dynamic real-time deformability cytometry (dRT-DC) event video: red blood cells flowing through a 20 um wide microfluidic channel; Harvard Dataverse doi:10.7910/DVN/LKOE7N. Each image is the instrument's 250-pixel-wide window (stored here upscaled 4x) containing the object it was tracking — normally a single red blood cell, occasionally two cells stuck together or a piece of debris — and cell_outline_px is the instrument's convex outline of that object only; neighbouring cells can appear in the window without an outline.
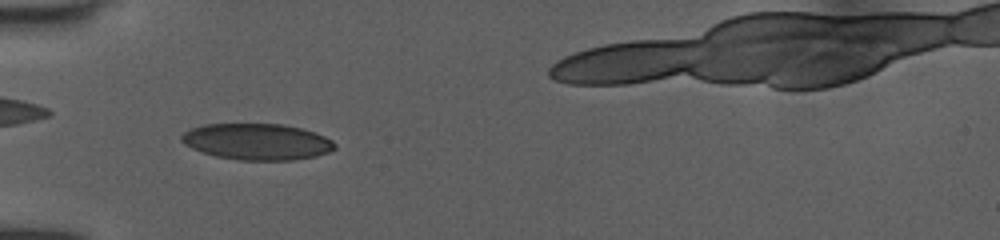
{"species": "human", "species_latin": "Homo sapiens", "temperature_condition": "room temperature", "stored_images_in_passage": 27, "camera_frame_rate_fps": 3000, "um_per_image_px": 0.085, "donor": {"sex": "female"}, "frame": {"image": 1, "passage_image": 15, "time_ms": 4.667, "image_size_px": [1000, 240], "cell_outline_px": [[336, 148], [328, 152], [316, 156], [292, 160], [240, 160], [216, 156], [192, 148], [184, 144], [180, 140], [180, 136], [184, 132], [192, 128], [204, 124], [284, 124], [316, 132], [332, 140], [336, 144]], "centroid_in_image_um": [21.86, 12.04], "position_along_channel_um": 63.1, "area_um2": 32.43}}
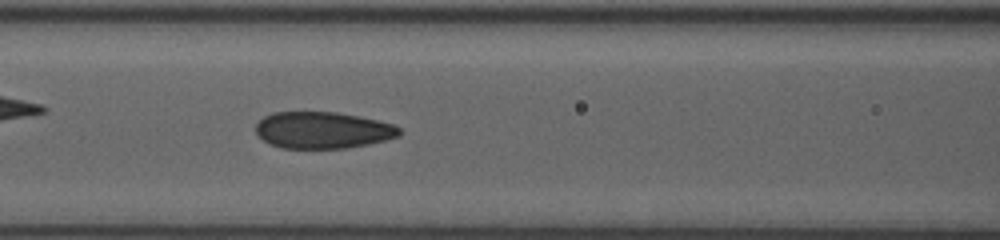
{"frame": {"image": 2, "passage_image": 21, "time_ms": 6.667, "image_size_px": [1000, 240], "cell_outline_px": [[400, 136], [368, 144], [344, 148], [280, 148], [264, 140], [256, 132], [256, 124], [264, 116], [272, 112], [336, 112], [376, 120], [392, 124], [400, 128]], "centroid_in_image_um": [27.41, 11.06], "position_along_channel_um": 139.2, "area_um2": 30.4}}
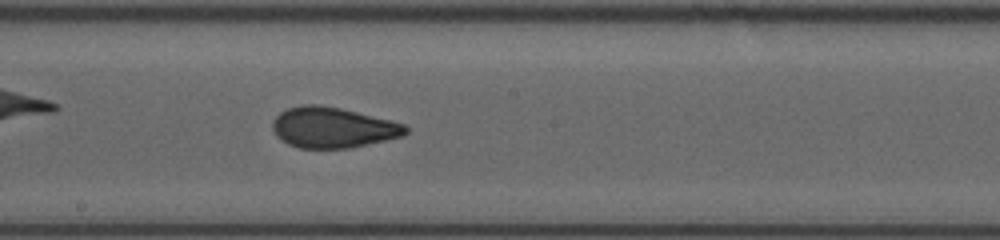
{"frame": {"image": 3, "passage_image": 27, "time_ms": 8.667, "image_size_px": [1000, 240], "cell_outline_px": [[408, 132], [404, 136], [348, 148], [300, 148], [288, 144], [280, 140], [276, 136], [272, 128], [272, 124], [276, 116], [280, 112], [288, 108], [304, 104], [316, 104], [340, 108], [392, 120], [404, 124], [408, 128]], "centroid_in_image_um": [28.28, 10.84], "position_along_channel_um": 219.9, "area_um2": 31.5}}